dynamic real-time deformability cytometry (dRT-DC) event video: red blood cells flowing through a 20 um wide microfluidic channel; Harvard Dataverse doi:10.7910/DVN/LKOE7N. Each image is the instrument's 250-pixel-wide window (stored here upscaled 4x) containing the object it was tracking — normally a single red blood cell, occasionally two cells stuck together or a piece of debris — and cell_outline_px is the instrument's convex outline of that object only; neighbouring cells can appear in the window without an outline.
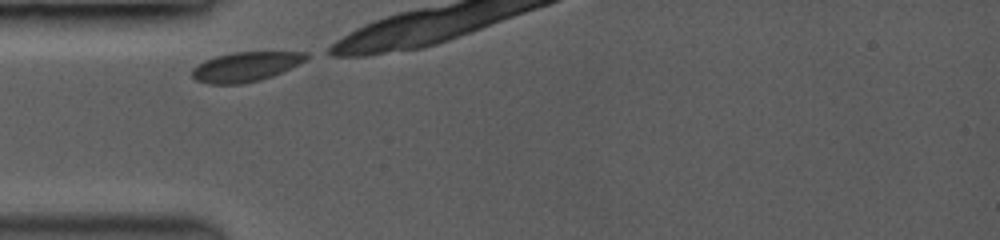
{"species": "common noctule bat (a hibernating species)", "species_latin": "Nyctalus noctula", "temperature_condition": "room temperature", "stored_images_in_passage": 5, "camera_frame_rate_fps": 3500, "um_per_image_px": 0.085, "animal": {"sex": "female", "body_mass_g": 19.0, "forearm_length_mm": 53.3}, "frame": {"image": 1, "passage_image": 1, "time_ms": 0.0, "image_size_px": [1000, 240], "cell_outline_px": [[312, 56], [272, 76], [260, 80], [240, 84], [212, 84], [196, 80], [192, 76], [192, 68], [196, 64], [204, 60], [216, 56], [236, 52], [308, 52]], "centroid_in_image_um": [20.84, 5.66], "position_along_channel_um": 64.2, "area_um2": 19.48}}